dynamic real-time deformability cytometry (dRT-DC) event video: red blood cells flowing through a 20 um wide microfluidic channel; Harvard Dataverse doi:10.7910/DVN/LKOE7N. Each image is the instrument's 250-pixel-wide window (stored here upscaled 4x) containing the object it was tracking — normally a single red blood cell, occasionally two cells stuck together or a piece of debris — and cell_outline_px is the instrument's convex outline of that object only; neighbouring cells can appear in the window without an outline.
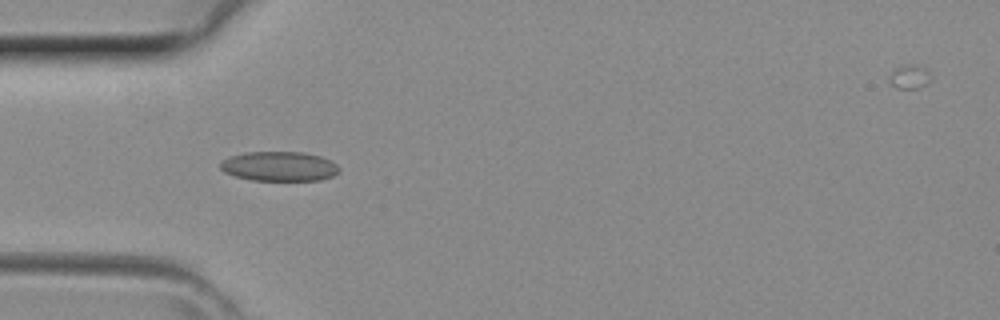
{"species": "common noctule bat (a hibernating species)", "species_latin": "Nyctalus noctula", "temperature_condition": "room temperature", "stored_images_in_passage": 31, "camera_frame_rate_fps": 3000, "um_per_image_px": 0.085, "animal": {"sex": "female", "body_mass_g": 29.2, "forearm_length_mm": 56.3}, "frame": {"image": 1, "passage_image": 1, "time_ms": 0.0, "image_size_px": [1000, 320], "cell_outline_px": [[340, 172], [332, 176], [320, 180], [252, 180], [236, 176], [224, 172], [220, 168], [220, 160], [228, 156], [244, 152], [300, 152], [320, 156], [332, 160], [340, 168]], "centroid_in_image_um": [23.72, 14.13], "position_along_channel_um": 61.3, "area_um2": 20.63}}
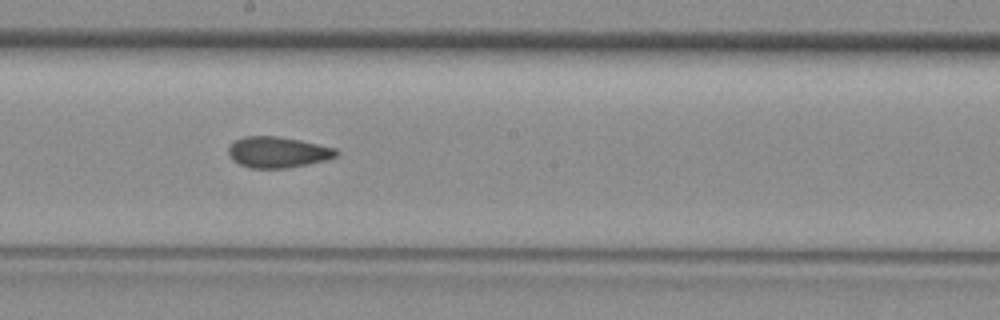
{"frame": {"image": 2, "passage_image": 11, "time_ms": 3.333, "image_size_px": [1000, 320], "cell_outline_px": [[340, 152], [336, 156], [328, 160], [288, 168], [252, 168], [240, 164], [232, 160], [228, 152], [228, 148], [236, 140], [244, 136], [276, 136], [300, 140], [336, 148]], "centroid_in_image_um": [23.64, 12.94], "position_along_channel_um": 224.6, "area_um2": 19.48}}
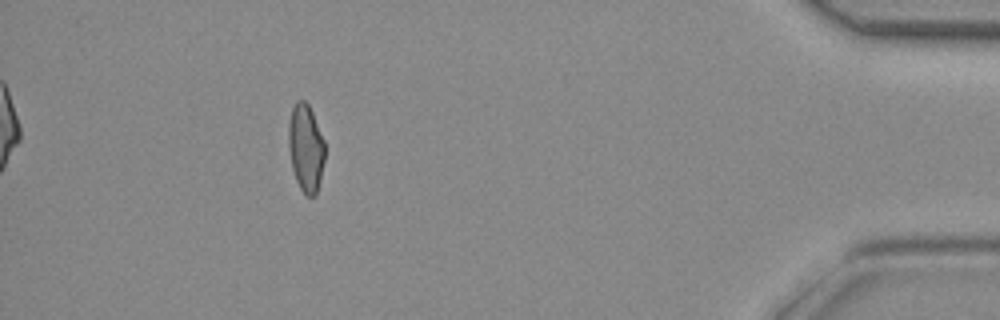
{"frame": {"image": 3, "passage_image": 26, "time_ms": 8.333, "image_size_px": [1000, 320], "cell_outline_px": [[324, 160], [320, 180], [316, 196], [304, 196], [296, 180], [292, 168], [288, 148], [288, 124], [292, 108], [296, 100], [304, 100], [308, 104], [312, 112], [324, 140]], "centroid_in_image_um": [25.97, 12.59], "position_along_channel_um": 409.2, "area_um2": 18.67}}